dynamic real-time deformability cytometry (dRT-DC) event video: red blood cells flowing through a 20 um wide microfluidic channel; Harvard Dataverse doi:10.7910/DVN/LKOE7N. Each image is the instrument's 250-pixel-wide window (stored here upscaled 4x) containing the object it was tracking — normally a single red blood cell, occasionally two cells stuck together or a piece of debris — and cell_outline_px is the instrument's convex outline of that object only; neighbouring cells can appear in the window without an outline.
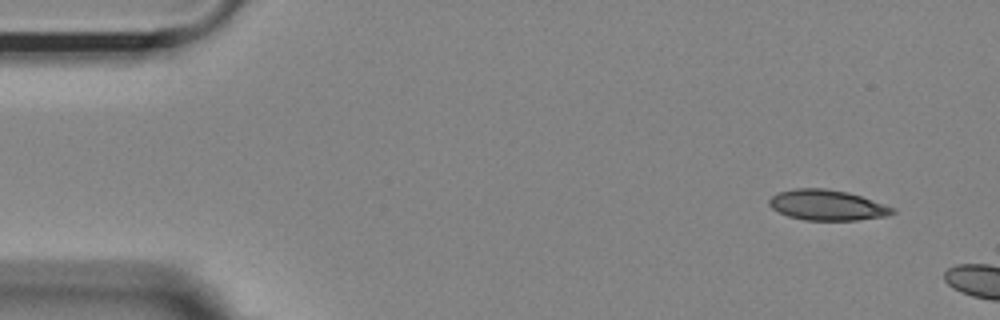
{"species": "Egyptian fruit bat (a non-hibernating species)", "species_latin": "Rousettus aegyptiacus", "temperature_condition": "room temperature", "stored_images_in_passage": 5, "camera_frame_rate_fps": 3000, "um_per_image_px": 0.085, "animal": {"sex": "female"}, "frame": {"image": 1, "passage_image": 1, "time_ms": 0.0, "image_size_px": [1000, 320], "cell_outline_px": [[896, 212], [888, 216], [856, 220], [804, 220], [788, 216], [772, 208], [768, 204], [768, 200], [776, 192], [796, 188], [824, 188], [848, 192], [896, 208]], "centroid_in_image_um": [70.3, 17.43], "position_along_channel_um": 14.7, "area_um2": 21.96}}